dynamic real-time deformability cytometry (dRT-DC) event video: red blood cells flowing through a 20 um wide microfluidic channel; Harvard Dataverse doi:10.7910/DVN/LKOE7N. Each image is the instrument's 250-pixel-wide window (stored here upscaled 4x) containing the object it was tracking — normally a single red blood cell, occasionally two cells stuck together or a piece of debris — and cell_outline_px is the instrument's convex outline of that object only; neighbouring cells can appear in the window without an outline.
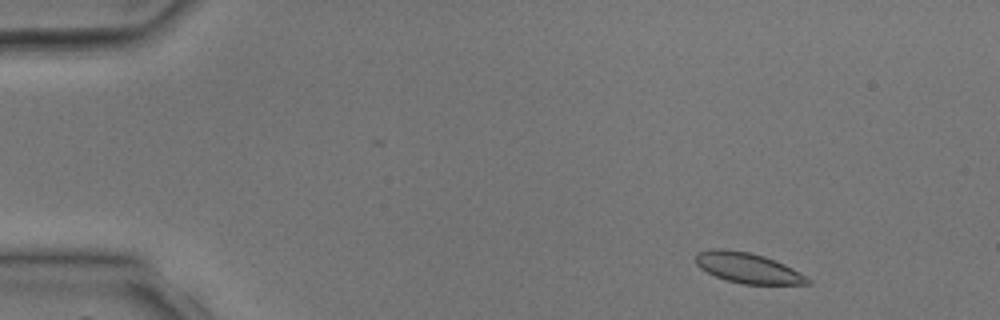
{"species": "common noctule bat (a hibernating species)", "species_latin": "Nyctalus noctula", "temperature_condition": "room temperature", "stored_images_in_passage": 3, "camera_frame_rate_fps": 3000, "um_per_image_px": 0.085, "animal": {"sex": "male", "body_mass_g": 17.9, "forearm_length_mm": 54.2}, "frame": {"image": 1, "passage_image": 1, "time_ms": 0.0, "image_size_px": [1000, 320], "cell_outline_px": [[812, 284], [744, 284], [728, 280], [716, 276], [700, 268], [696, 264], [696, 252], [712, 248], [724, 248], [748, 252], [764, 256], [784, 264], [792, 268], [812, 280]], "centroid_in_image_um": [63.55, 22.76], "position_along_channel_um": 21.4, "area_um2": 19.71}}